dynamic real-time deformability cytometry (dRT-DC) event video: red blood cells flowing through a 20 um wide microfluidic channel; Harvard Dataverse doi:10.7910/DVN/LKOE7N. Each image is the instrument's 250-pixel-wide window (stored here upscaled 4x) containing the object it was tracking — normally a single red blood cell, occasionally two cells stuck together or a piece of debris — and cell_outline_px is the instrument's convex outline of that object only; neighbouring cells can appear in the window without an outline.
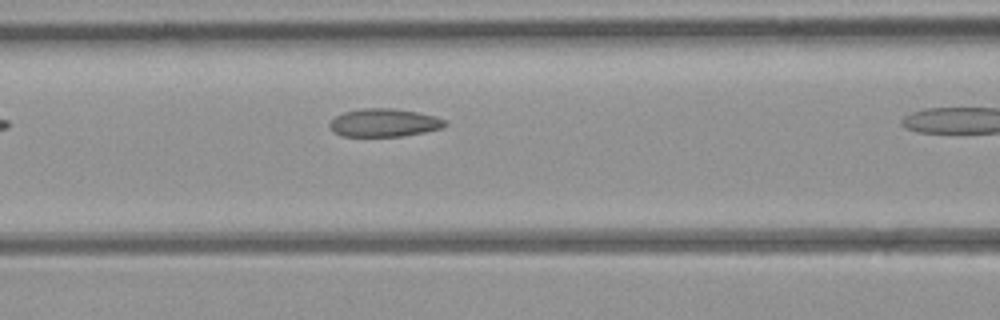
{"species": "common noctule bat (a hibernating species)", "species_latin": "Nyctalus noctula", "temperature_condition": "room temperature", "stored_images_in_passage": 6, "segment_of_instrument_passage": [1, 2], "camera_frame_rate_fps": 3000, "um_per_image_px": 0.085, "animal": {"sex": "female", "body_mass_g": 21.9}, "frame": {"image": 1, "passage_image": 5, "time_ms": 4.667, "image_size_px": [1000, 320], "cell_outline_px": [[448, 124], [444, 128], [404, 136], [340, 136], [332, 132], [328, 124], [336, 116], [344, 112], [360, 108], [392, 108], [416, 112], [436, 116], [444, 120]], "centroid_in_image_um": [32.64, 10.43], "position_along_channel_um": 134.0, "area_um2": 19.02}}